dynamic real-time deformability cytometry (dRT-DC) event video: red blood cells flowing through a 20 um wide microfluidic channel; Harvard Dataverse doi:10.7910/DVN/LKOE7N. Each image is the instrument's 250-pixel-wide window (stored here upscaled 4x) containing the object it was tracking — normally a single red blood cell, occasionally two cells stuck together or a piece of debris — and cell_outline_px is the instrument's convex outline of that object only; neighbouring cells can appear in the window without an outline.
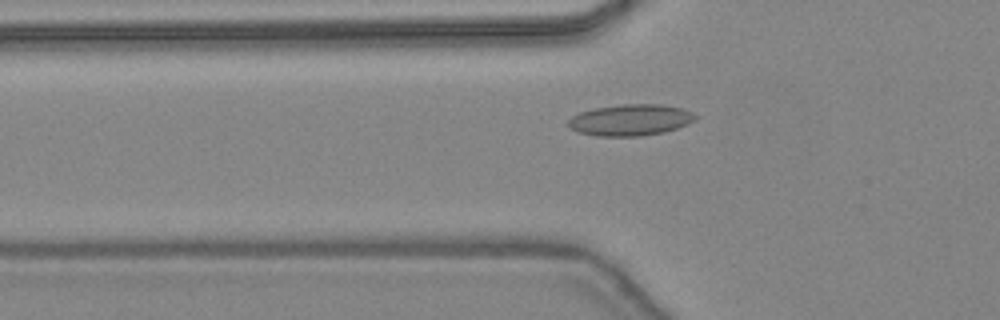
{"species": "common noctule bat (a hibernating species)", "species_latin": "Nyctalus noctula", "temperature_condition": "warm", "stored_images_in_passage": 45, "camera_frame_rate_fps": 3000, "um_per_image_px": 0.085, "animal": {"sex": "female", "body_mass_g": 24.6, "forearm_length_mm": 56.2}, "frame": {"image": 1, "passage_image": 15, "time_ms": 4.667, "image_size_px": [1000, 320], "cell_outline_px": [[700, 116], [696, 120], [688, 124], [664, 132], [640, 136], [596, 136], [580, 132], [572, 128], [568, 124], [568, 120], [572, 116], [580, 112], [596, 108], [620, 104], [660, 104], [680, 108], [692, 112]], "centroid_in_image_um": [53.63, 10.19], "position_along_channel_um": 72.2, "area_um2": 23.18}}
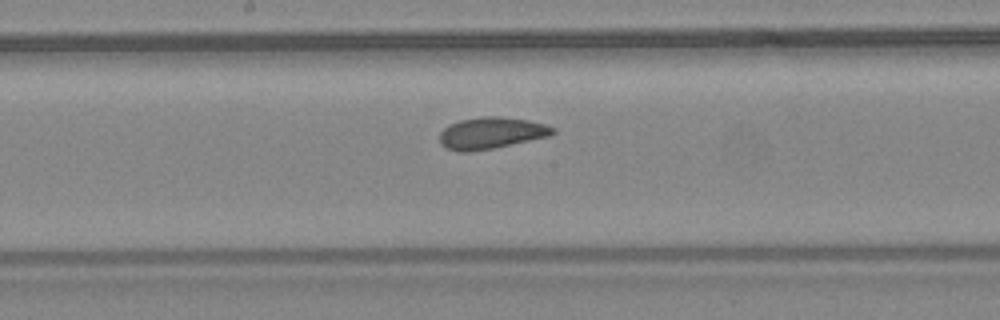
{"frame": {"image": 2, "passage_image": 24, "time_ms": 7.667, "image_size_px": [1000, 320], "cell_outline_px": [[556, 132], [548, 136], [492, 148], [468, 152], [460, 152], [444, 148], [440, 144], [440, 132], [448, 124], [460, 120], [480, 116], [500, 116], [528, 120], [544, 124], [556, 128]], "centroid_in_image_um": [41.71, 11.3], "position_along_channel_um": 206.5, "area_um2": 20.87}}
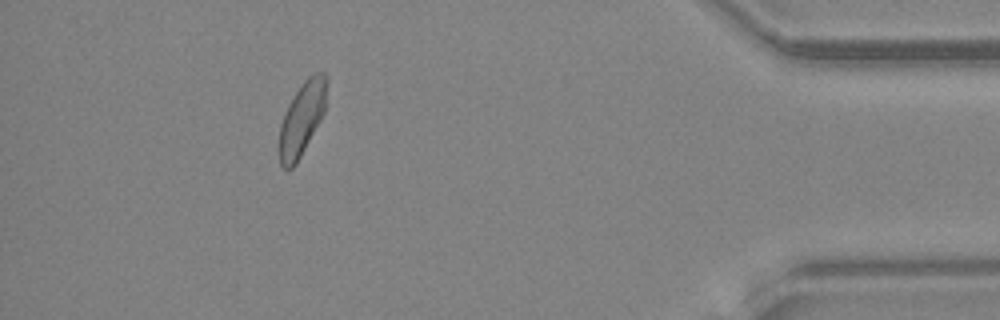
{"frame": {"image": 3, "passage_image": 41, "time_ms": 13.333, "image_size_px": [1000, 320], "cell_outline_px": [[328, 80], [324, 112], [320, 120], [296, 164], [292, 168], [284, 168], [280, 164], [276, 148], [276, 144], [280, 124], [284, 112], [288, 104], [300, 84], [312, 72], [324, 72], [328, 76]], "centroid_in_image_um": [25.62, 10.07], "position_along_channel_um": 409.6, "area_um2": 20.87}, "authors_computed_cell_mechanics": {"area_um2": 20.9814, "velocity_mm_per_s": 4.4547, "shape_relaxation_time_tau1_ms": 5.9844, "shape_relaxation_time_tau2_ms": 1.8925, "deformation_change_tau1": 0.1132, "deformation_change_tau2": 0.0621}}